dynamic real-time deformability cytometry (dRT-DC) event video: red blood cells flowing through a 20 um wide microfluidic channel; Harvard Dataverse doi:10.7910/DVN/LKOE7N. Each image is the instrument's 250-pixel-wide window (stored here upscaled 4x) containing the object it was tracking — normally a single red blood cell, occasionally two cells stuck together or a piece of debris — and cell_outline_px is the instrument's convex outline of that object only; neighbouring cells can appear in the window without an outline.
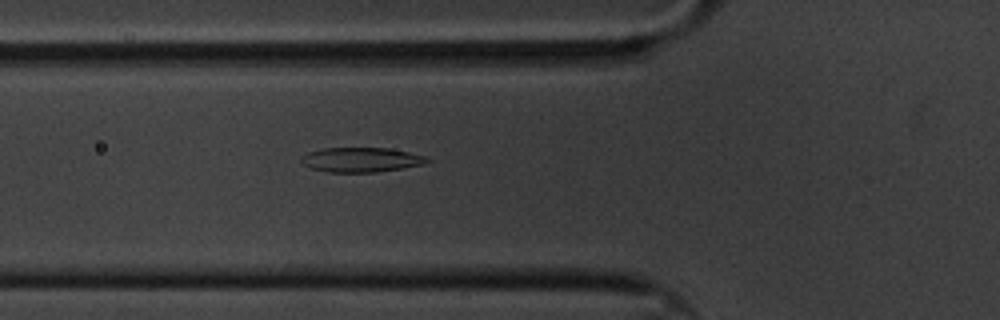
{"species": "common noctule bat (a hibernating species)", "species_latin": "Nyctalus noctula", "temperature_condition": "cold", "stored_images_in_passage": 52, "camera_frame_rate_fps": 3000, "um_per_image_px": 0.085, "animal": {"sex": "male", "body_mass_g": 20.1, "forearm_length_mm": 53.5}, "frame": {"image": 1, "passage_image": 13, "time_ms": 4.0, "image_size_px": [1000, 320], "cell_outline_px": [[432, 160], [424, 164], [376, 172], [328, 172], [312, 168], [304, 164], [300, 160], [300, 156], [308, 152], [324, 148], [388, 148], [408, 152], [424, 156]], "centroid_in_image_um": [30.67, 13.57], "position_along_channel_um": 95.1, "area_um2": 17.92}}
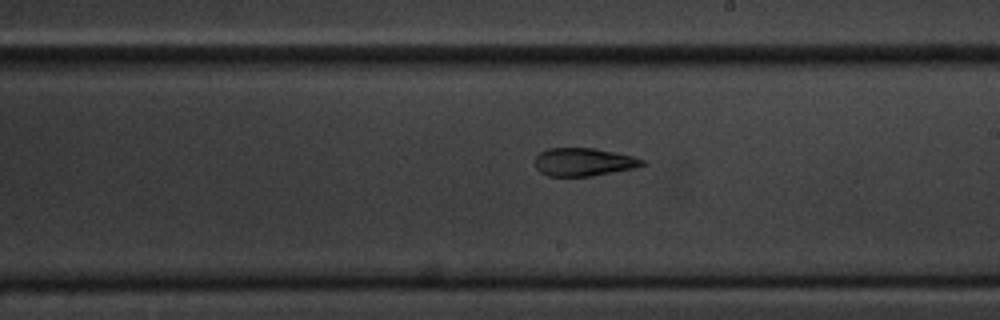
{"frame": {"image": 2, "passage_image": 26, "time_ms": 8.333, "image_size_px": [1000, 320], "cell_outline_px": [[644, 164], [636, 168], [592, 176], [548, 176], [540, 172], [536, 168], [536, 156], [540, 152], [548, 148], [592, 148], [632, 156], [644, 160]], "centroid_in_image_um": [49.59, 13.78], "position_along_channel_um": 239.4, "area_um2": 17.4}}
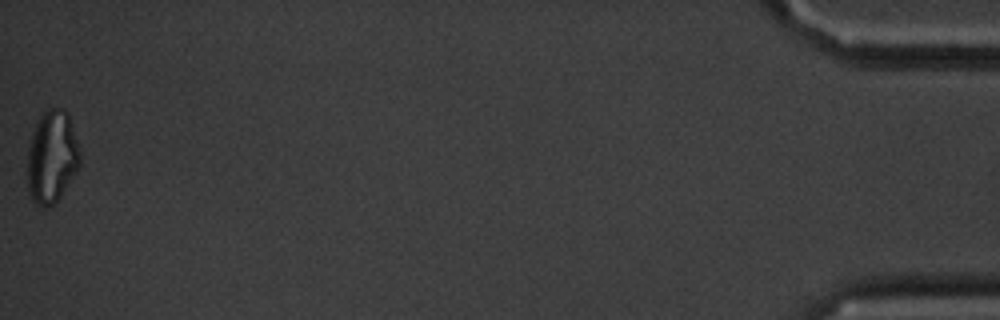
{"frame": {"image": 3, "passage_image": 52, "time_ms": 17.0, "image_size_px": [1000, 320], "cell_outline_px": [[80, 164], [76, 172], [60, 196], [52, 204], [44, 208], [36, 204], [32, 200], [28, 192], [28, 148], [32, 132], [40, 112], [44, 108], [64, 108], [68, 112], [80, 152]], "centroid_in_image_um": [4.4, 13.28], "position_along_channel_um": 430.8, "area_um2": 28.5}, "authors_computed_cell_mechanics": {"area_um2": 18.6694, "velocity_mm_per_s": 3.319, "shape_relaxation_time_tau1_ms": null, "shape_relaxation_time_tau2_ms": 3.2816, "deformation_change_tau1": null, "deformation_change_tau2": 0.1107}}